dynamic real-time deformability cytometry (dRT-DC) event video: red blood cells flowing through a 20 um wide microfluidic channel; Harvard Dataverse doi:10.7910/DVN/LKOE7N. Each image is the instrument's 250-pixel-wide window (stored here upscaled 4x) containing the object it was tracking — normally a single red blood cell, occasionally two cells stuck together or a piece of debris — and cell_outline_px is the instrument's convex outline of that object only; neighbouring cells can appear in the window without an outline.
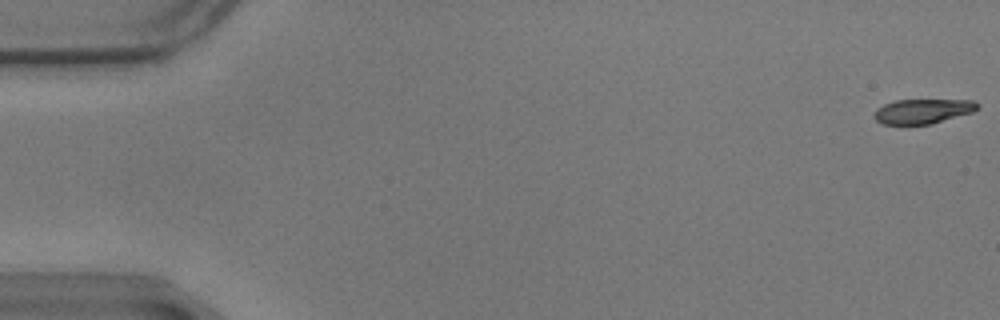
{"species": "common noctule bat (a hibernating species)", "species_latin": "Nyctalus noctula", "temperature_condition": "warm", "stored_images_in_passage": 59, "camera_frame_rate_fps": 3000, "um_per_image_px": 0.085, "animal": {"sex": "male", "body_mass_g": 17.9}, "frame": {"image": 1, "passage_image": 1, "time_ms": 0.0, "image_size_px": [1000, 320], "cell_outline_px": [[980, 108], [972, 112], [932, 124], [884, 124], [876, 120], [872, 116], [876, 108], [884, 104], [896, 100], [972, 100], [980, 104]], "centroid_in_image_um": [78.44, 9.45], "position_along_channel_um": 6.6, "area_um2": 14.91}}
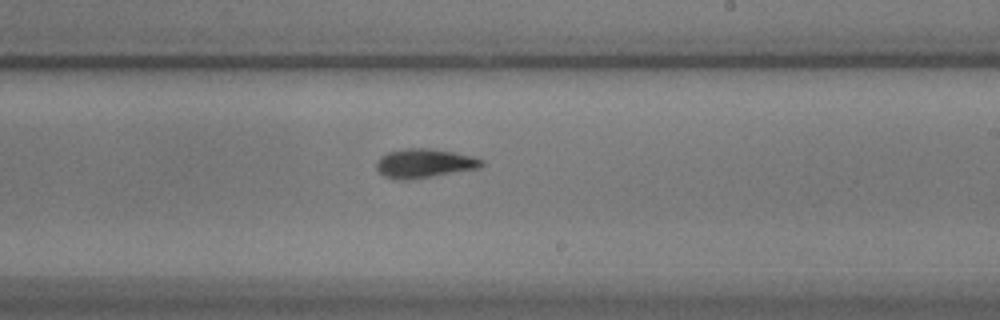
{"frame": {"image": 2, "passage_image": 35, "time_ms": 11.333, "image_size_px": [1000, 320], "cell_outline_px": [[484, 164], [480, 168], [408, 180], [400, 180], [384, 176], [376, 168], [376, 164], [380, 156], [388, 152], [404, 148], [432, 148], [456, 152], [476, 156], [484, 160]], "centroid_in_image_um": [36.11, 13.86], "position_along_channel_um": 252.9, "area_um2": 18.03}}
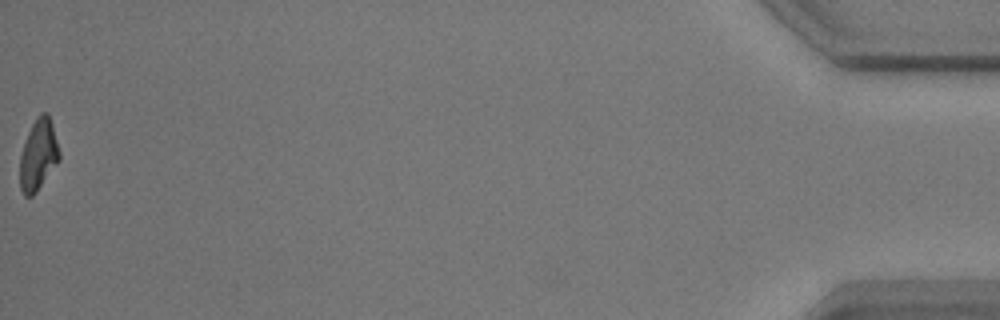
{"frame": {"image": 3, "passage_image": 59, "time_ms": 19.333, "image_size_px": [1000, 320], "cell_outline_px": [[60, 160], [36, 192], [32, 196], [24, 196], [20, 188], [20, 156], [28, 132], [36, 116], [40, 112], [48, 112], [52, 124], [60, 152]], "centroid_in_image_um": [3.26, 13.15], "position_along_channel_um": 431.9, "area_um2": 16.36}, "authors_computed_cell_mechanics": {"area_um2": 16.8776, "velocity_mm_per_s": 3.4608, "shape_relaxation_time_tau1_ms": 4.5586, "shape_relaxation_time_tau2_ms": 4.2496, "deformation_change_tau1": 0.1549, "deformation_change_tau2": 0.1132}}